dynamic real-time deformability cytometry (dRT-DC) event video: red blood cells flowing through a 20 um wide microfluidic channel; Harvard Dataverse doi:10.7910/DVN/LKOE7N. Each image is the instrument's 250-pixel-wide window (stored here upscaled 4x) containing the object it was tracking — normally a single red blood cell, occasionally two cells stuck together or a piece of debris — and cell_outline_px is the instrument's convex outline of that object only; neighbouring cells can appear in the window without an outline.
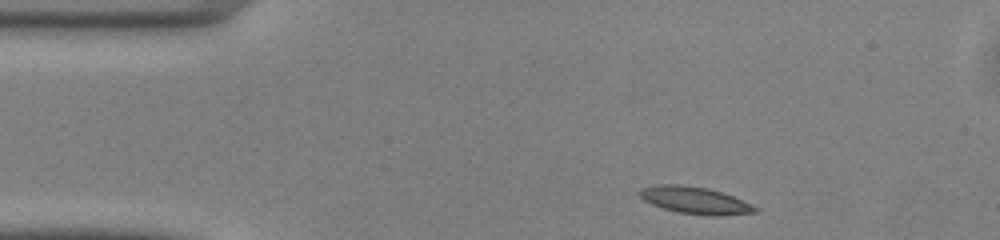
{"species": "common noctule bat (a hibernating species)", "species_latin": "Nyctalus noctula", "temperature_condition": "warm", "stored_images_in_passage": 43, "camera_frame_rate_fps": 3000, "um_per_image_px": 0.085, "animal": {"sex": "male", "body_mass_g": 13.0, "forearm_length_mm": 53.1}, "frame": {"image": 1, "passage_image": 1, "time_ms": 0.0, "image_size_px": [1000, 240], "cell_outline_px": [[760, 208], [756, 212], [720, 216], [708, 216], [676, 212], [652, 204], [644, 200], [636, 192], [640, 188], [656, 184], [680, 184], [708, 188], [732, 196], [752, 204]], "centroid_in_image_um": [59.05, 17.02], "position_along_channel_um": 25.9, "area_um2": 18.38}}
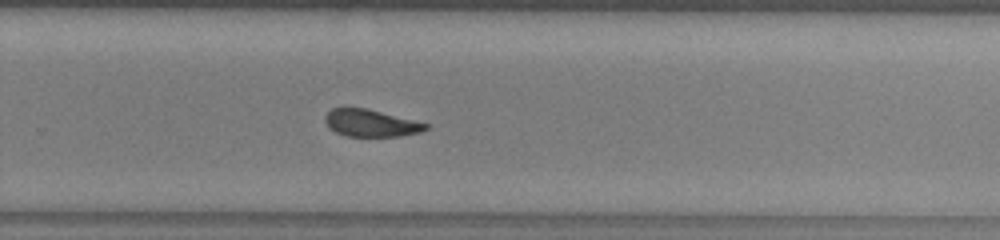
{"frame": {"image": 2, "passage_image": 25, "time_ms": 8.0, "image_size_px": [1000, 240], "cell_outline_px": [[428, 128], [420, 132], [400, 136], [344, 136], [328, 128], [324, 120], [324, 116], [332, 108], [368, 108], [428, 124]], "centroid_in_image_um": [31.48, 10.46], "position_along_channel_um": 298.3, "area_um2": 15.9}}
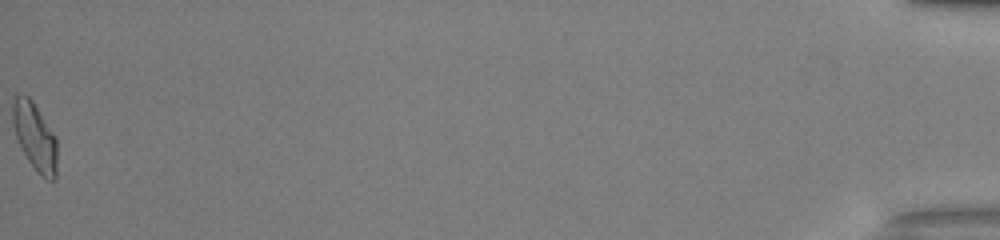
{"frame": {"image": 3, "passage_image": 43, "time_ms": 14.0, "image_size_px": [1000, 240], "cell_outline_px": [[56, 180], [48, 180], [40, 176], [36, 172], [20, 148], [12, 124], [12, 96], [28, 96], [32, 100], [56, 136]], "centroid_in_image_um": [2.95, 11.63], "position_along_channel_um": 432.3, "area_um2": 17.69}, "authors_computed_cell_mechanics": {"area_um2": 17.1666, "velocity_mm_per_s": 4.1063, "shape_relaxation_time_tau1_ms": 4.7459, "shape_relaxation_time_tau2_ms": 2.3973, "deformation_change_tau1": 0.145, "deformation_change_tau2": 0.0981}}